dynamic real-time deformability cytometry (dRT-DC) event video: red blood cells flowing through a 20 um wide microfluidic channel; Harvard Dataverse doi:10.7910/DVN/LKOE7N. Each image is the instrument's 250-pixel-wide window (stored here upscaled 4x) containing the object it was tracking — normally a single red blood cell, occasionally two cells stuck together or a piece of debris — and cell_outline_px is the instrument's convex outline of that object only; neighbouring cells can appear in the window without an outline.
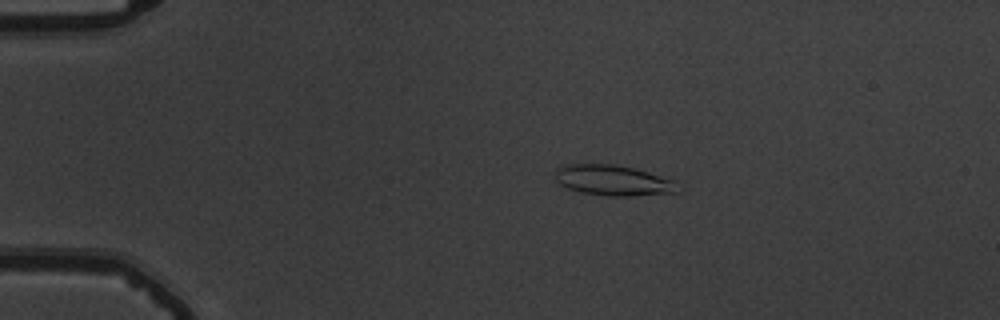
{"species": "common noctule bat (a hibernating species)", "species_latin": "Nyctalus noctula", "temperature_condition": "warm", "stored_images_in_passage": 55, "camera_frame_rate_fps": 3000, "um_per_image_px": 0.085, "animal": {"sex": "male", "body_mass_g": 19.5, "forearm_length_mm": 54.6}, "frame": {"image": 1, "passage_image": 11, "time_ms": 3.333, "image_size_px": [1000, 320], "cell_outline_px": [[676, 192], [632, 196], [608, 196], [584, 192], [568, 188], [560, 184], [556, 180], [552, 172], [556, 168], [564, 164], [612, 164], [632, 168], [648, 172], [676, 180]], "centroid_in_image_um": [52.06, 15.32], "position_along_channel_um": 32.9, "area_um2": 21.73}}
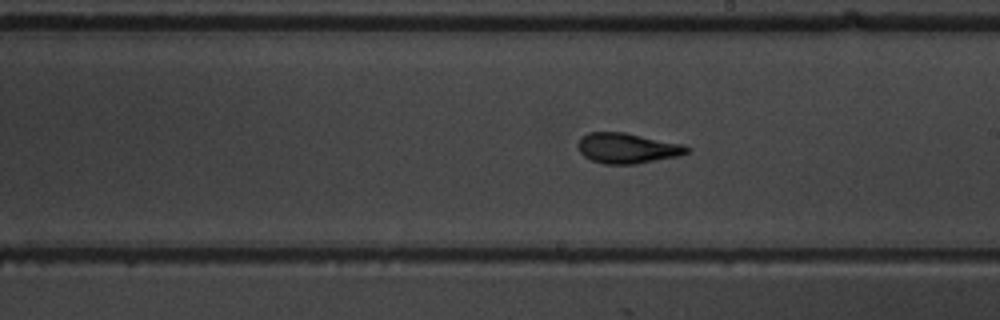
{"frame": {"image": 2, "passage_image": 32, "time_ms": 10.333, "image_size_px": [1000, 320], "cell_outline_px": [[692, 148], [688, 152], [680, 156], [636, 164], [604, 164], [592, 160], [584, 156], [580, 152], [576, 144], [580, 136], [588, 132], [624, 132], [684, 144]], "centroid_in_image_um": [53.32, 12.59], "position_along_channel_um": 235.7, "area_um2": 19.54}}
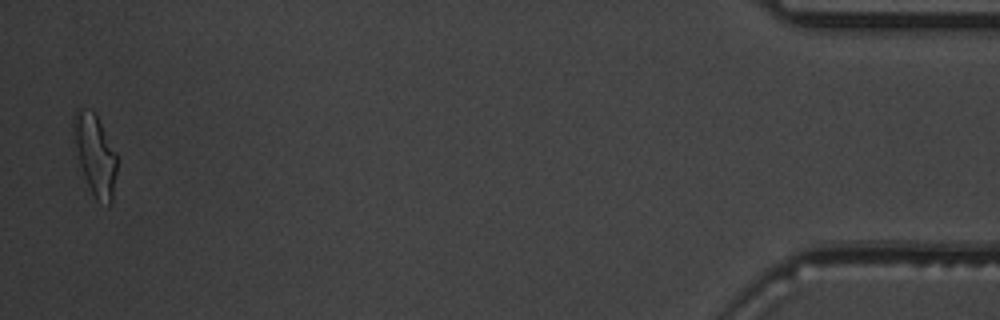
{"frame": {"image": 3, "passage_image": 54, "time_ms": 17.667, "image_size_px": [1000, 320], "cell_outline_px": [[116, 172], [112, 204], [108, 208], [96, 200], [84, 176], [80, 164], [72, 128], [72, 116], [76, 108], [80, 108], [96, 112], [116, 152]], "centroid_in_image_um": [8.09, 13.15], "position_along_channel_um": 427.1, "area_um2": 20.58}, "authors_computed_cell_mechanics": {"area_um2": 19.4786, "velocity_mm_per_s": 3.7135, "shape_relaxation_time_tau1_ms": 5.7225, "shape_relaxation_time_tau2_ms": 1.3893, "deformation_change_tau1": 0.2052, "deformation_change_tau2": 0.096}}